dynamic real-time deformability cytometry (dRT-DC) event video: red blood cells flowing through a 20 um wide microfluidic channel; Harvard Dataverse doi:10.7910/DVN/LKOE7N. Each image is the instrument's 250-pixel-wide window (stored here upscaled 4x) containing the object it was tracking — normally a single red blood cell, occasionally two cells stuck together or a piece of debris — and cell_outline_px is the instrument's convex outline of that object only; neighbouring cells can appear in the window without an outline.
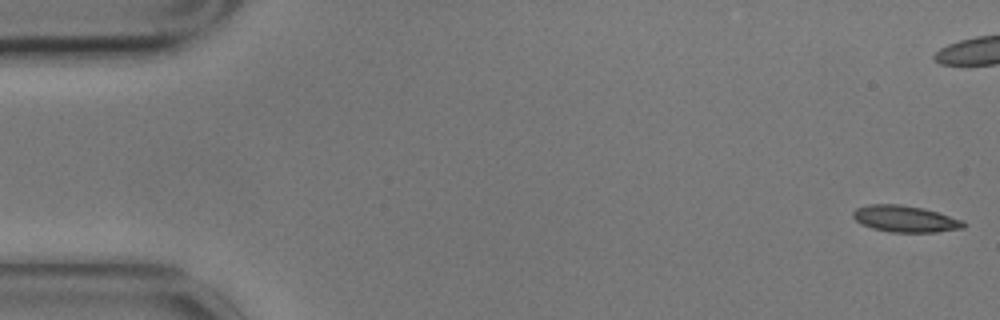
{"species": "common noctule bat (a hibernating species)", "species_latin": "Nyctalus noctula", "temperature_condition": "cold", "stored_images_in_passage": 12, "camera_frame_rate_fps": 3000, "um_per_image_px": 0.085, "animal": {"sex": "male", "body_mass_g": 17.9}, "frame": {"image": 1, "passage_image": 1, "time_ms": 0.0, "image_size_px": [1000, 320], "cell_outline_px": [[968, 224], [964, 228], [936, 232], [888, 232], [872, 228], [860, 224], [852, 216], [852, 212], [856, 208], [868, 204], [900, 204], [924, 208], [964, 220]], "centroid_in_image_um": [76.95, 18.6], "position_along_channel_um": 8.1, "area_um2": 17.34}}
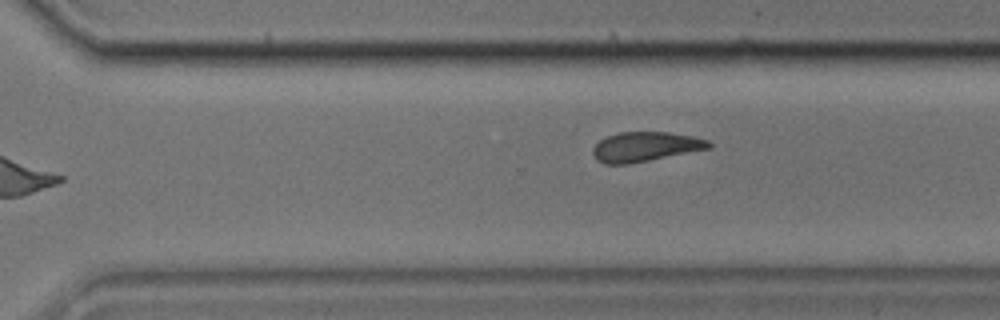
{"frame": {"image": 2, "passage_image": 12, "time_ms": 3.667, "image_size_px": [1000, 320], "cell_outline_px": [[712, 148], [628, 164], [604, 164], [596, 160], [592, 152], [592, 148], [600, 140], [608, 136], [620, 132], [668, 132], [692, 136], [708, 140], [712, 144]], "centroid_in_image_um": [54.85, 12.47], "position_along_channel_um": 315.8, "area_um2": 20.0}}